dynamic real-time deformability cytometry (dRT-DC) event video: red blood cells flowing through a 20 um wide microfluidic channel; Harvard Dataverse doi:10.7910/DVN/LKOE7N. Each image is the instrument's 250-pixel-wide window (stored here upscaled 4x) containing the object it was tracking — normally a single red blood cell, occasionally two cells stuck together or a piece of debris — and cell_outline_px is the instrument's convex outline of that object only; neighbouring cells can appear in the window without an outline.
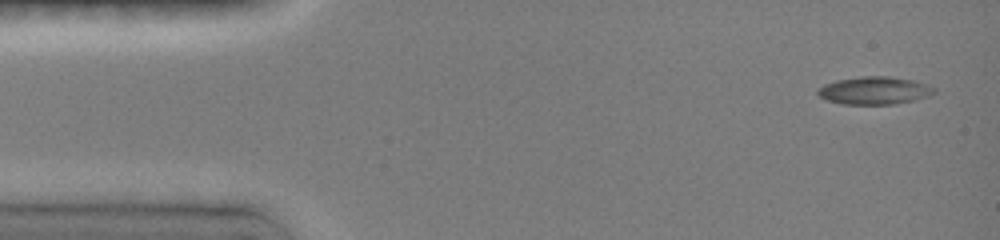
{"species": "common noctule bat (a hibernating species)", "species_latin": "Nyctalus noctula", "temperature_condition": "room temperature", "stored_images_in_passage": 50, "camera_frame_rate_fps": 3000, "um_per_image_px": 0.085, "animal": {"sex": "female", "body_mass_g": 19.0, "forearm_length_mm": 51.5}, "frame": {"image": 1, "passage_image": 3, "time_ms": 0.333, "image_size_px": [1000, 240], "cell_outline_px": [[936, 92], [928, 96], [912, 100], [892, 104], [844, 104], [828, 100], [820, 96], [816, 92], [824, 84], [836, 80], [860, 76], [888, 76], [912, 80], [936, 88]], "centroid_in_image_um": [74.31, 7.68], "position_along_channel_um": 10.7, "area_um2": 18.55}}
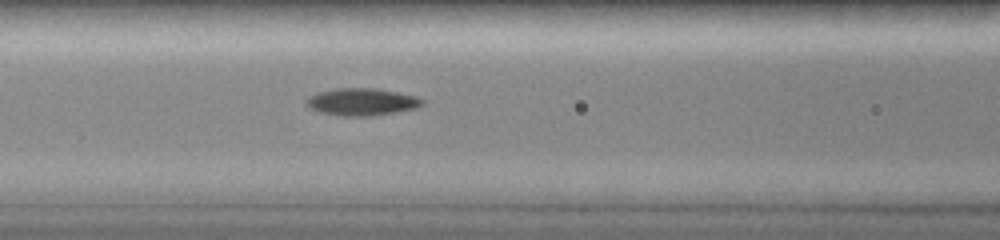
{"frame": {"image": 2, "passage_image": 22, "time_ms": 6.0, "image_size_px": [1000, 240], "cell_outline_px": [[424, 104], [416, 108], [396, 112], [372, 116], [340, 116], [320, 112], [312, 108], [308, 104], [308, 96], [320, 92], [336, 88], [372, 88], [396, 92], [416, 96], [424, 100]], "centroid_in_image_um": [30.8, 8.66], "position_along_channel_um": 135.8, "area_um2": 18.21}}
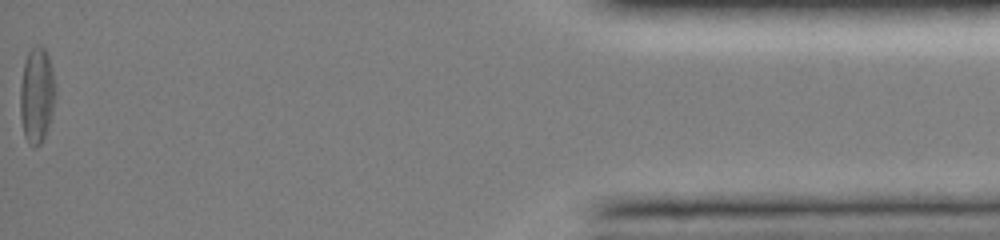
{"frame": {"image": 3, "passage_image": 50, "time_ms": 15.333, "image_size_px": [1000, 240], "cell_outline_px": [[56, 96], [48, 128], [40, 144], [36, 148], [32, 148], [24, 136], [20, 116], [20, 84], [24, 64], [28, 52], [32, 44], [40, 44], [44, 48], [48, 56], [52, 72], [56, 92]], "centroid_in_image_um": [3.11, 8.09], "position_along_channel_um": 432.1, "area_um2": 19.88}, "authors_computed_cell_mechanics": {"area_um2": 18.0336, "velocity_mm_per_s": 4.0554, "shape_relaxation_time_tau1_ms": 6.9348, "shape_relaxation_time_tau2_ms": 10.356, "deformation_change_tau1": 0.1764, "deformation_change_tau2": 0.1855}}